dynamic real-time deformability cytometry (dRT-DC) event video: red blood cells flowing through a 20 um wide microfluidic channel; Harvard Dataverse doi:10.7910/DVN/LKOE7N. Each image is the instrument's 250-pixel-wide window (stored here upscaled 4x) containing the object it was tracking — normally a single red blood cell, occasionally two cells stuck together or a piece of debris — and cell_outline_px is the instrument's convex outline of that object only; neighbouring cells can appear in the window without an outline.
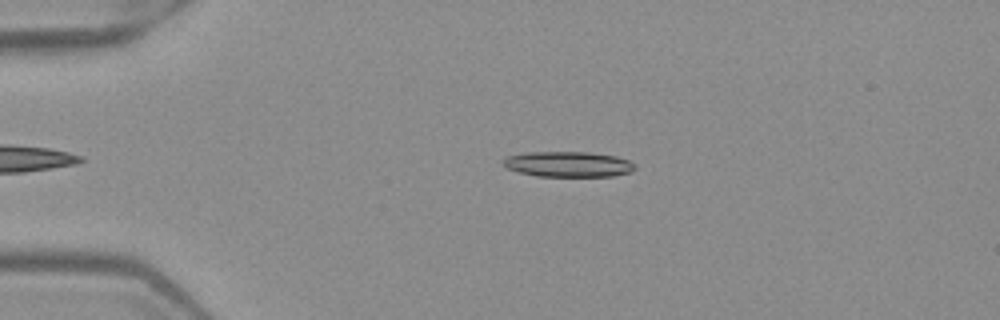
{"species": "Egyptian fruit bat (a non-hibernating species)", "species_latin": "Rousettus aegyptiacus", "temperature_condition": "warm", "stored_images_in_passage": 45, "camera_frame_rate_fps": 3000, "um_per_image_px": 0.085, "frame": {"image": 1, "passage_image": 6, "time_ms": 1.667, "image_size_px": [1000, 320], "cell_outline_px": [[636, 168], [632, 172], [612, 176], [536, 176], [520, 172], [508, 168], [500, 164], [500, 160], [508, 156], [528, 152], [588, 152], [616, 156], [628, 160]], "centroid_in_image_um": [48.26, 13.95], "position_along_channel_um": 36.7, "area_um2": 19.54}}
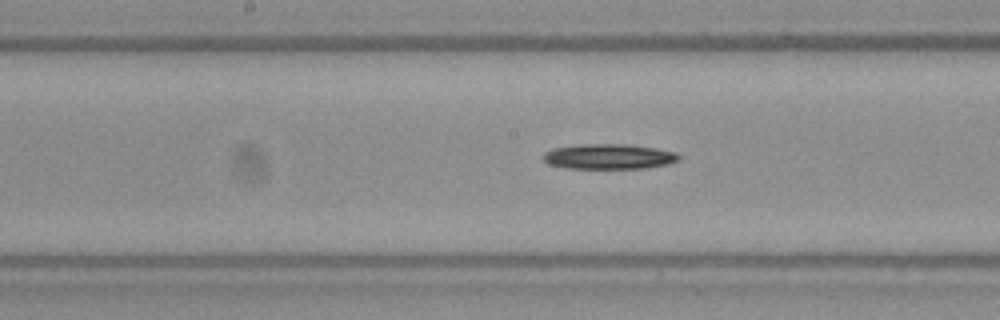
{"frame": {"image": 2, "passage_image": 21, "time_ms": 6.667, "image_size_px": [1000, 320], "cell_outline_px": [[680, 160], [668, 164], [644, 168], [564, 168], [548, 164], [540, 156], [544, 152], [552, 148], [580, 144], [624, 144], [656, 148], [676, 152], [680, 156]], "centroid_in_image_um": [51.72, 13.3], "position_along_channel_um": 196.5, "area_um2": 20.06}}
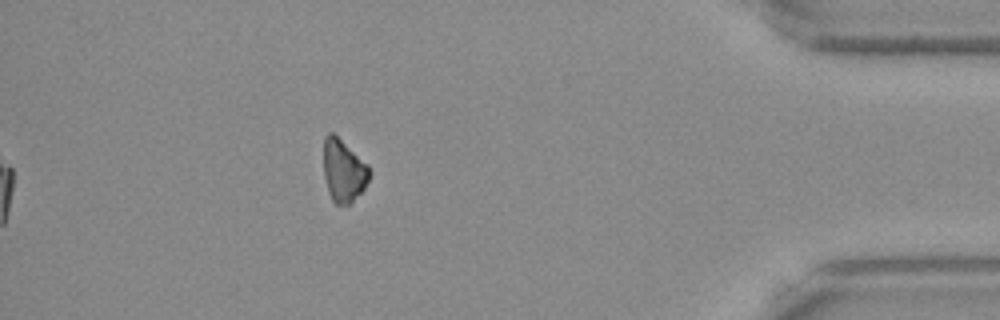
{"frame": {"image": 3, "passage_image": 40, "time_ms": 13.0, "image_size_px": [1000, 320], "cell_outline_px": [[372, 172], [364, 188], [348, 204], [336, 204], [332, 200], [328, 192], [324, 176], [324, 136], [328, 132], [332, 132], [368, 164]], "centroid_in_image_um": [29.19, 14.49], "position_along_channel_um": 406.0, "area_um2": 16.53}}